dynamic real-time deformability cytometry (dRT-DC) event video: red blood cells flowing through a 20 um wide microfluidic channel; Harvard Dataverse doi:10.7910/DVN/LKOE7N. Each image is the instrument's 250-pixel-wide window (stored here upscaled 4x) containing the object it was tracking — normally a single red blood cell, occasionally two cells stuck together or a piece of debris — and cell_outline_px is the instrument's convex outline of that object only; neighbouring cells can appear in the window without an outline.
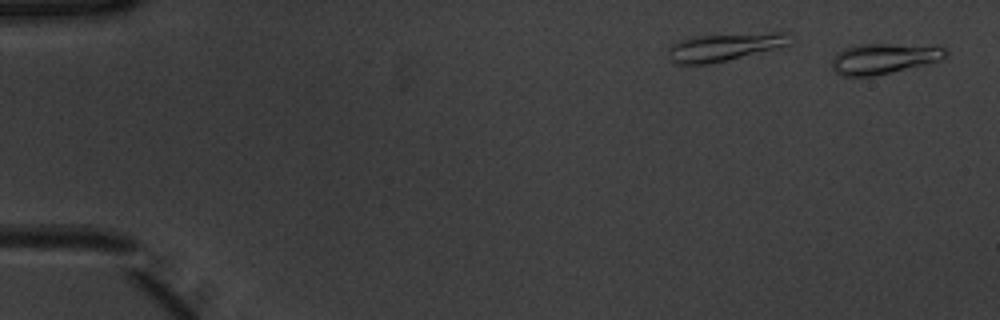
{"species": "common noctule bat (a hibernating species)", "species_latin": "Nyctalus noctula", "temperature_condition": "warm", "stored_images_in_passage": 37, "camera_frame_rate_fps": 3000, "um_per_image_px": 0.085, "animal": {"sex": "male", "body_mass_g": 20.1, "forearm_length_mm": 53.5}, "frame": {"image": 1, "passage_image": 1, "time_ms": 0.0, "image_size_px": [1000, 320], "cell_outline_px": [[948, 56], [940, 60], [928, 64], [876, 76], [840, 76], [832, 68], [832, 60], [844, 48], [860, 44], [888, 44], [944, 48], [948, 52]], "centroid_in_image_um": [75.11, 5.01], "position_along_channel_um": 9.9, "area_um2": 20.0}}
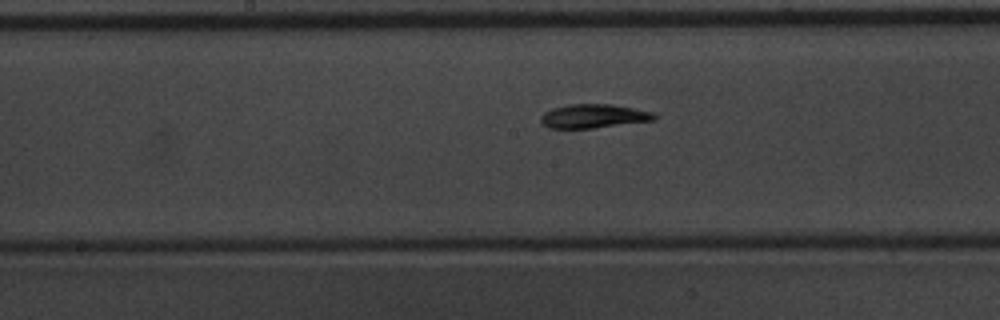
{"frame": {"image": 2, "passage_image": 21, "time_ms": 6.667, "image_size_px": [1000, 320], "cell_outline_px": [[656, 120], [592, 128], [548, 128], [540, 120], [540, 116], [544, 112], [552, 108], [568, 104], [612, 104], [652, 112], [656, 116]], "centroid_in_image_um": [50.42, 9.86], "position_along_channel_um": 197.8, "area_um2": 15.72}}
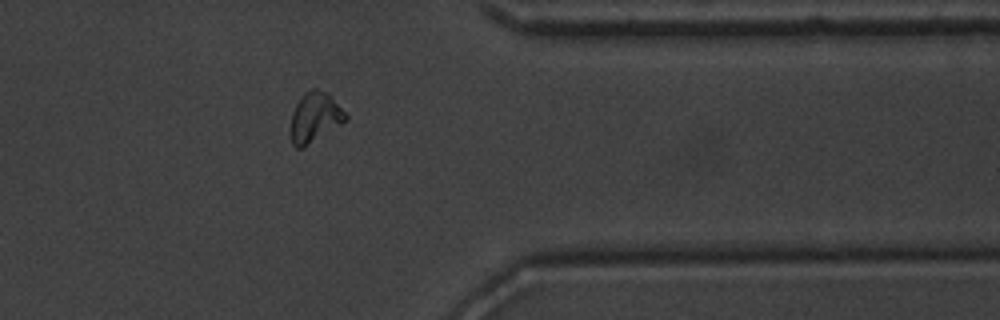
{"frame": {"image": 3, "passage_image": 36, "time_ms": 11.667, "image_size_px": [1000, 320], "cell_outline_px": [[348, 120], [300, 148], [296, 148], [292, 144], [292, 112], [296, 104], [304, 92], [308, 88], [316, 88], [328, 92], [348, 116]], "centroid_in_image_um": [26.78, 9.91], "position_along_channel_um": 384.6, "area_um2": 15.66}}